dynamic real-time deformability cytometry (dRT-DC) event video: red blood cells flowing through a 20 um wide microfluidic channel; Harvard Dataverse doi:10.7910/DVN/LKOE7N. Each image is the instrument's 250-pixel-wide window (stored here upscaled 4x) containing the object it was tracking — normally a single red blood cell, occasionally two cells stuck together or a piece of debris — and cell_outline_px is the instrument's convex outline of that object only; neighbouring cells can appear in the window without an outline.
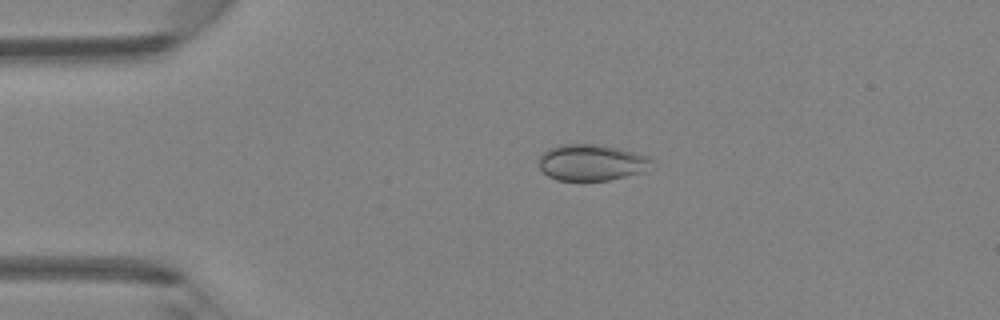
{"species": "Egyptian fruit bat (a non-hibernating species)", "species_latin": "Rousettus aegyptiacus", "temperature_condition": "room temperature", "stored_images_in_passage": 4, "camera_frame_rate_fps": 3000, "um_per_image_px": 0.085, "animal": {"sex": "female"}, "frame": {"image": 1, "passage_image": 3, "time_ms": 2.333, "image_size_px": [1000, 320], "cell_outline_px": [[656, 160], [644, 172], [608, 180], [556, 180], [548, 176], [540, 168], [540, 156], [548, 148], [560, 144], [592, 144], [620, 148], [648, 156]], "centroid_in_image_um": [50.31, 13.81], "position_along_channel_um": 34.7, "area_um2": 23.87}}